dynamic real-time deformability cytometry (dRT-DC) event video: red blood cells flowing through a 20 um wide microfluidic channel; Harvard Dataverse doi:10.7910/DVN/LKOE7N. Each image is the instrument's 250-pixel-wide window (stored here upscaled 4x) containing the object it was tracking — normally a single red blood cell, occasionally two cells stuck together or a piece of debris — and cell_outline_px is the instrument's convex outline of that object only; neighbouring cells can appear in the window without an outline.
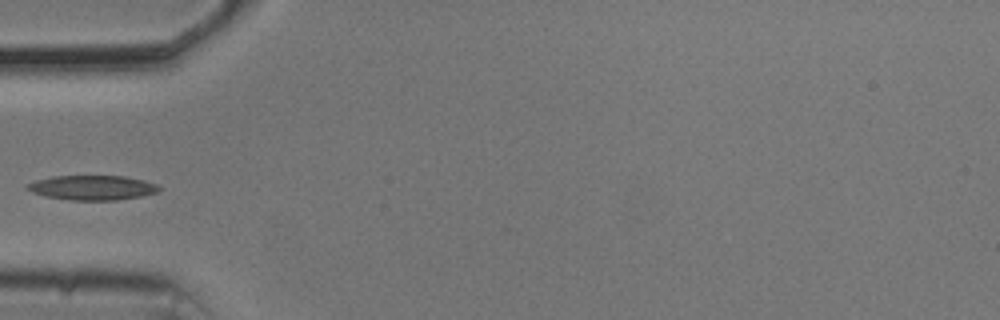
{"species": "common noctule bat (a hibernating species)", "species_latin": "Nyctalus noctula", "temperature_condition": "cold", "stored_images_in_passage": 37, "camera_frame_rate_fps": 3000, "um_per_image_px": 0.085, "animal": {"sex": "male", "body_mass_g": 20.5, "forearm_length_mm": 52.5}, "frame": {"image": 1, "passage_image": 1, "time_ms": 0.0, "image_size_px": [1000, 320], "cell_outline_px": [[160, 188], [156, 192], [140, 196], [116, 200], [68, 200], [44, 196], [32, 192], [24, 188], [28, 184], [36, 180], [52, 176], [124, 176], [144, 180], [156, 184]], "centroid_in_image_um": [7.8, 15.95], "position_along_channel_um": 77.2, "area_um2": 18.84}}
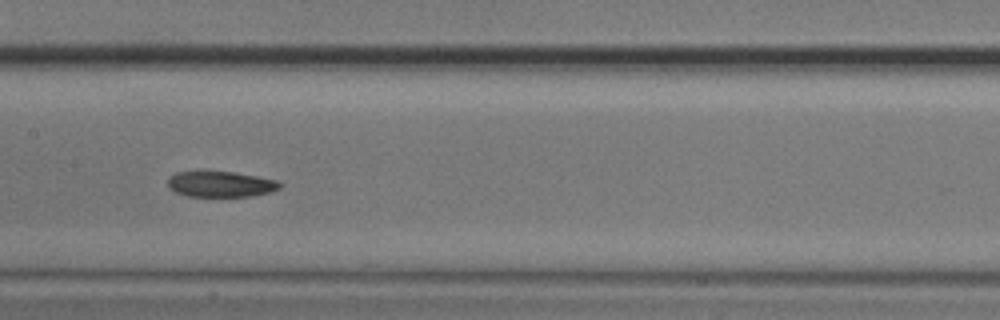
{"frame": {"image": 2, "passage_image": 10, "time_ms": 3.0, "image_size_px": [1000, 320], "cell_outline_px": [[280, 188], [268, 192], [252, 196], [188, 196], [176, 192], [168, 188], [168, 180], [176, 172], [232, 172], [256, 176], [276, 180], [280, 184]], "centroid_in_image_um": [18.74, 15.66], "position_along_channel_um": 188.7, "area_um2": 16.42}}
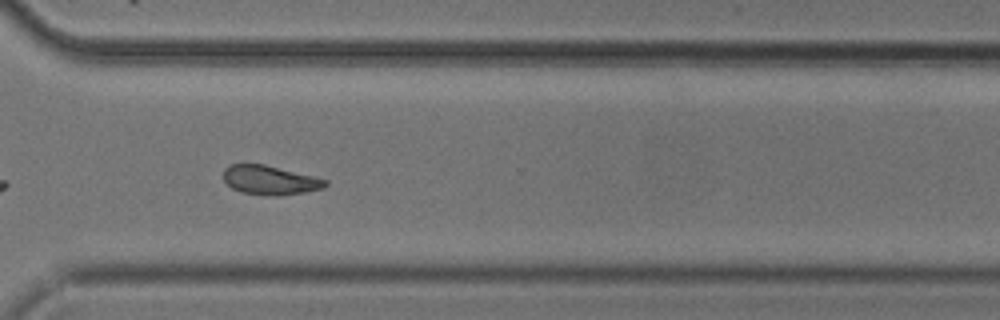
{"frame": {"image": 3, "passage_image": 23, "time_ms": 7.333, "image_size_px": [1000, 320], "cell_outline_px": [[328, 184], [324, 188], [304, 192], [276, 196], [268, 196], [240, 192], [232, 188], [224, 180], [224, 168], [228, 164], [264, 164], [328, 180]], "centroid_in_image_um": [22.93, 15.31], "position_along_channel_um": 347.7, "area_um2": 17.28}}